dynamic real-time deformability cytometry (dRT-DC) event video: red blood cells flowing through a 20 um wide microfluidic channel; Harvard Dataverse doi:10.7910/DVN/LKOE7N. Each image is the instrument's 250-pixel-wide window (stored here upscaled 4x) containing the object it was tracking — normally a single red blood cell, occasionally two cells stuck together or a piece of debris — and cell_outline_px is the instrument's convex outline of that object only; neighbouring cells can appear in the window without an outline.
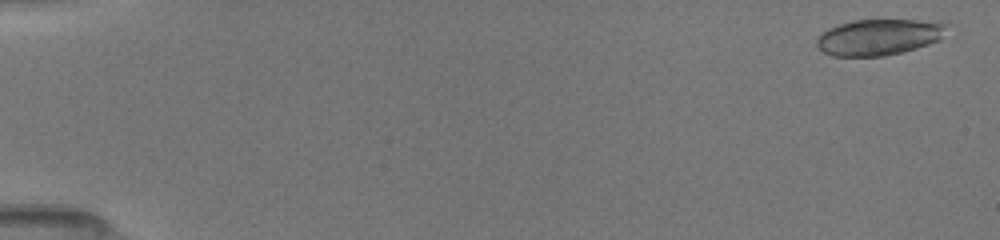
{"species": "common noctule bat (a hibernating species)", "species_latin": "Nyctalus noctula", "temperature_condition": "room temperature", "stored_images_in_passage": 40, "camera_frame_rate_fps": 3000, "um_per_image_px": 0.085, "animal": {"sex": "female", "body_mass_g": 19.5, "forearm_length_mm": 54.1}, "frame": {"image": 1, "passage_image": 4, "time_ms": 0.333, "image_size_px": [1000, 240], "cell_outline_px": [[948, 24], [940, 40], [916, 48], [884, 56], [832, 56], [816, 48], [816, 36], [820, 32], [828, 28], [840, 24], [856, 20], [940, 20]], "centroid_in_image_um": [74.69, 3.14], "position_along_channel_um": 10.3, "area_um2": 27.63}}
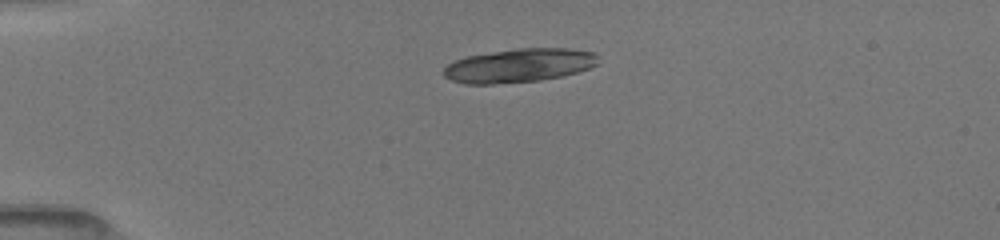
{"frame": {"image": 2, "passage_image": 24, "time_ms": 4.0, "image_size_px": [1000, 240], "cell_outline_px": [[600, 64], [576, 72], [560, 76], [540, 80], [492, 84], [464, 84], [452, 80], [444, 76], [444, 68], [448, 64], [456, 60], [468, 56], [516, 48], [572, 48], [592, 52], [600, 56]], "centroid_in_image_um": [44.17, 5.56], "position_along_channel_um": 40.8, "area_um2": 30.35}}